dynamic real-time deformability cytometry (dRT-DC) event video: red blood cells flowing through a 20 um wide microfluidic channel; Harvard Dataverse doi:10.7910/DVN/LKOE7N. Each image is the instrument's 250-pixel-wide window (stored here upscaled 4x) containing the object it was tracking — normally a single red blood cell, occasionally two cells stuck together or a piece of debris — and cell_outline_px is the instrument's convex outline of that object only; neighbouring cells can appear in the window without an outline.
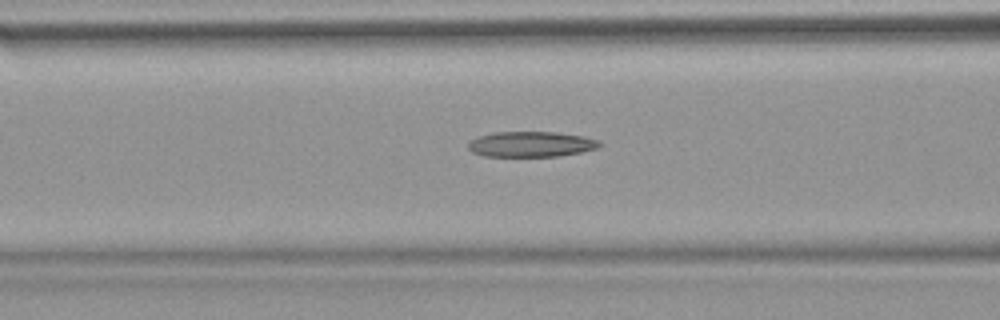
{"species": "common noctule bat (a hibernating species)", "species_latin": "Nyctalus noctula", "temperature_condition": "warm", "stored_images_in_passage": 52, "camera_frame_rate_fps": 3000, "um_per_image_px": 0.085, "animal": {"sex": "female", "body_mass_g": 18.4}, "frame": {"image": 1, "passage_image": 21, "time_ms": 6.667, "image_size_px": [1000, 320], "cell_outline_px": [[604, 144], [596, 148], [580, 152], [556, 156], [484, 156], [472, 152], [468, 148], [468, 144], [472, 140], [480, 136], [496, 132], [556, 132], [584, 136], [600, 140]], "centroid_in_image_um": [45.18, 12.25], "position_along_channel_um": 121.4, "area_um2": 19.36}}
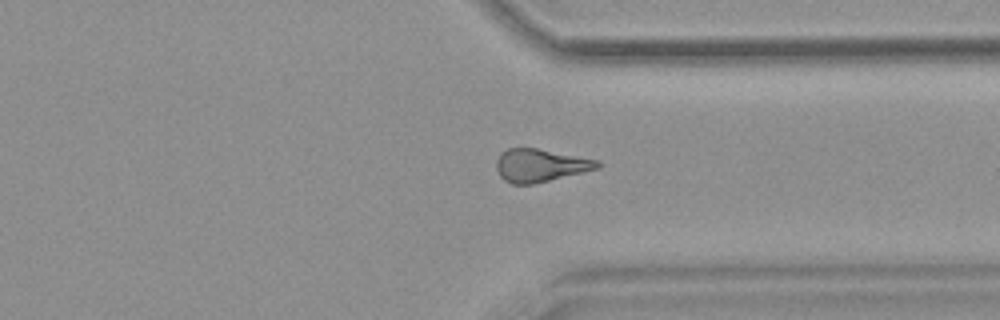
{"frame": {"image": 2, "passage_image": 40, "time_ms": 13.0, "image_size_px": [1000, 320], "cell_outline_px": [[604, 164], [600, 168], [584, 172], [532, 184], [512, 184], [504, 180], [500, 176], [496, 168], [496, 160], [500, 152], [508, 148], [536, 148], [600, 160]], "centroid_in_image_um": [45.95, 14.05], "position_along_channel_um": 365.5, "area_um2": 19.54}}
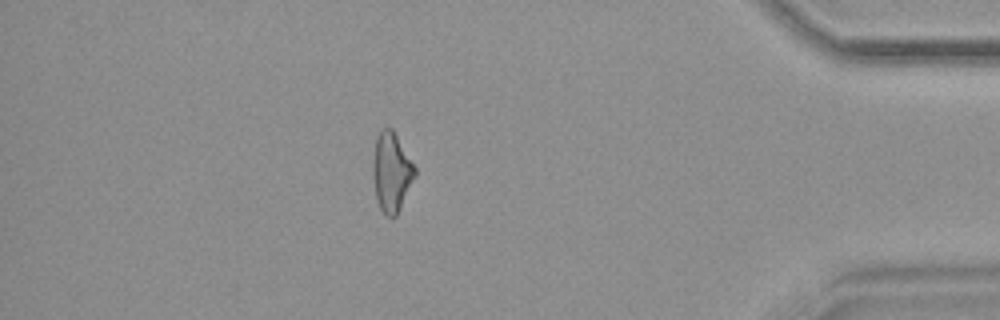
{"frame": {"image": 3, "passage_image": 46, "time_ms": 15.0, "image_size_px": [1000, 320], "cell_outline_px": [[416, 176], [396, 216], [384, 216], [380, 208], [376, 196], [372, 176], [372, 160], [376, 136], [384, 128], [392, 128], [416, 168]], "centroid_in_image_um": [33.26, 14.63], "position_along_channel_um": 401.9, "area_um2": 19.42}, "authors_computed_cell_mechanics": {"area_um2": 20.3167, "velocity_mm_per_s": 3.8501, "shape_relaxation_time_tau1_ms": null, "shape_relaxation_time_tau2_ms": 4.8054, "deformation_change_tau1": null, "deformation_change_tau2": 0.166}}